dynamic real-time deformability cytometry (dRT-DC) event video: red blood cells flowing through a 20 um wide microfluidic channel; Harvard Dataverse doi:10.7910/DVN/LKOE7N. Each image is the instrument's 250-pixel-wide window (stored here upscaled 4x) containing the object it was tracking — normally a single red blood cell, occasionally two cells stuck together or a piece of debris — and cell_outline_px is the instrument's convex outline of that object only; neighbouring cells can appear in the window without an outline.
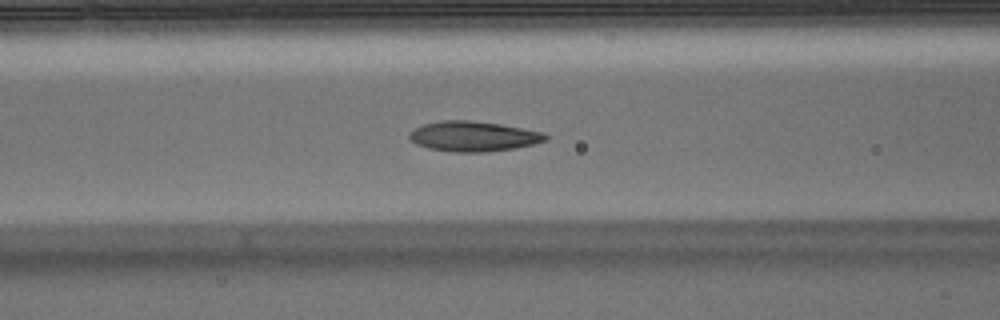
{"species": "Egyptian fruit bat (a non-hibernating species)", "species_latin": "Rousettus aegyptiacus", "temperature_condition": "warm", "stored_images_in_passage": 49, "camera_frame_rate_fps": 3000, "um_per_image_px": 0.085, "animal": {"sex": "male"}, "frame": {"image": 1, "passage_image": 18, "time_ms": 5.667, "image_size_px": [1000, 320], "cell_outline_px": [[548, 140], [516, 148], [488, 152], [452, 152], [428, 148], [416, 144], [408, 136], [416, 128], [424, 124], [440, 120], [468, 120], [500, 124], [544, 132], [548, 136]], "centroid_in_image_um": [40.26, 11.59], "position_along_channel_um": 126.3, "area_um2": 23.87}}
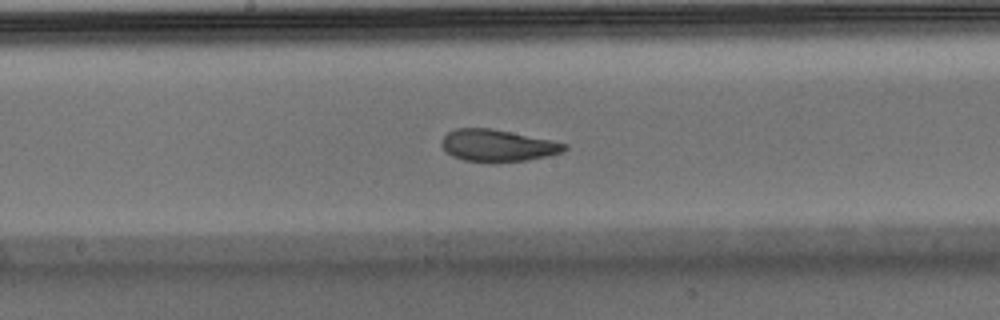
{"frame": {"image": 2, "passage_image": 24, "time_ms": 7.667, "image_size_px": [1000, 320], "cell_outline_px": [[568, 148], [560, 152], [548, 156], [528, 160], [464, 160], [452, 156], [440, 144], [440, 140], [448, 132], [456, 128], [492, 128], [552, 140], [568, 144]], "centroid_in_image_um": [42.3, 12.33], "position_along_channel_um": 205.9, "area_um2": 22.37}}
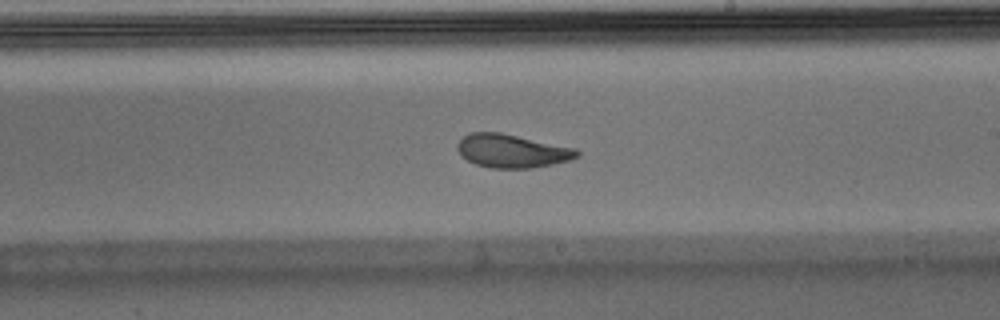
{"frame": {"image": 3, "passage_image": 27, "time_ms": 8.667, "image_size_px": [1000, 320], "cell_outline_px": [[580, 156], [572, 160], [532, 168], [492, 168], [476, 164], [460, 156], [456, 148], [456, 144], [468, 132], [500, 132], [576, 148], [580, 152]], "centroid_in_image_um": [43.52, 12.83], "position_along_channel_um": 245.5, "area_um2": 23.47}, "authors_computed_cell_mechanics": {"area_um2": 23.4668, "velocity_mm_per_s": 3.9678, "shape_relaxation_time_tau1_ms": 7.2768, "shape_relaxation_time_tau2_ms": 1.7526, "deformation_change_tau1": 0.2304, "deformation_change_tau2": 0.083}}